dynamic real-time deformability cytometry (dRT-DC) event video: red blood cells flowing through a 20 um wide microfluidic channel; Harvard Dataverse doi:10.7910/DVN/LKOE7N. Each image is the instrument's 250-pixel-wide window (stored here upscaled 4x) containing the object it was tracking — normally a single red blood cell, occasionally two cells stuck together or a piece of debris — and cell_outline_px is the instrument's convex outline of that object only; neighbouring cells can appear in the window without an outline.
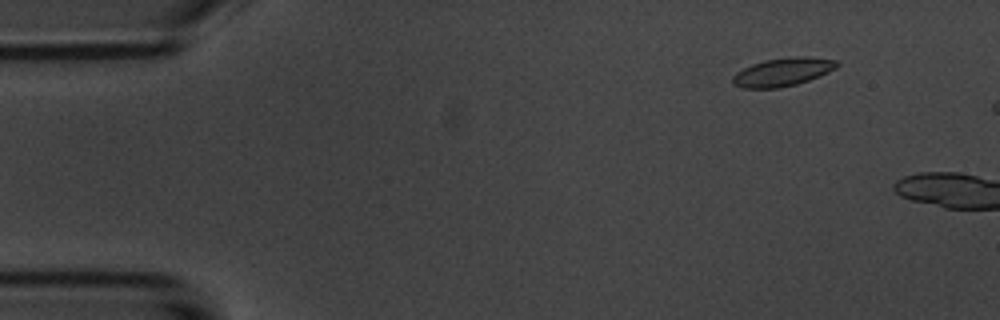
{"species": "common noctule bat (a hibernating species)", "species_latin": "Nyctalus noctula", "temperature_condition": "room temperature", "stored_images_in_passage": 3, "camera_frame_rate_fps": 3000, "um_per_image_px": 0.085, "animal": {"sex": "male", "body_mass_g": 20.1, "forearm_length_mm": 53.5}, "frame": {"image": 1, "passage_image": 2, "time_ms": 1.333, "image_size_px": [1000, 320], "cell_outline_px": [[840, 64], [836, 68], [828, 72], [808, 80], [796, 84], [780, 88], [744, 88], [732, 84], [732, 76], [736, 72], [752, 64], [764, 60], [792, 56], [804, 56], [836, 60]], "centroid_in_image_um": [66.51, 6.11], "position_along_channel_um": 18.5, "area_um2": 17.17}}